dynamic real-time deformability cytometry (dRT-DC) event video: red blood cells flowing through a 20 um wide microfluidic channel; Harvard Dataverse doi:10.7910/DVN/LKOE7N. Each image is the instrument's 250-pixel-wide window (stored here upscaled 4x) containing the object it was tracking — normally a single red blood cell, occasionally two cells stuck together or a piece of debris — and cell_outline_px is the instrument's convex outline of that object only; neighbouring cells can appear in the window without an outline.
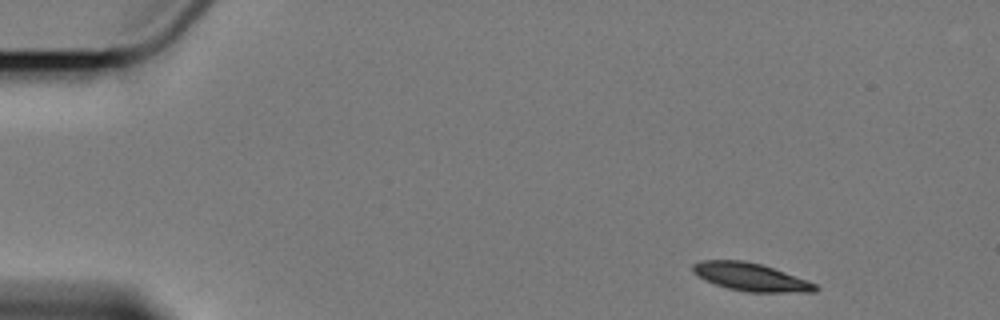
{"species": "Egyptian fruit bat (a non-hibernating species)", "species_latin": "Rousettus aegyptiacus", "temperature_condition": "cold", "stored_images_in_passage": 10, "camera_frame_rate_fps": 3000, "um_per_image_px": 0.085, "animal": {"sex": "female"}, "frame": {"image": 1, "passage_image": 1, "time_ms": 0.0, "image_size_px": [1000, 320], "cell_outline_px": [[820, 288], [816, 292], [748, 292], [728, 288], [704, 280], [692, 272], [692, 264], [700, 260], [744, 260], [760, 264], [808, 280], [816, 284]], "centroid_in_image_um": [63.8, 23.54], "position_along_channel_um": 21.2, "area_um2": 19.94}}
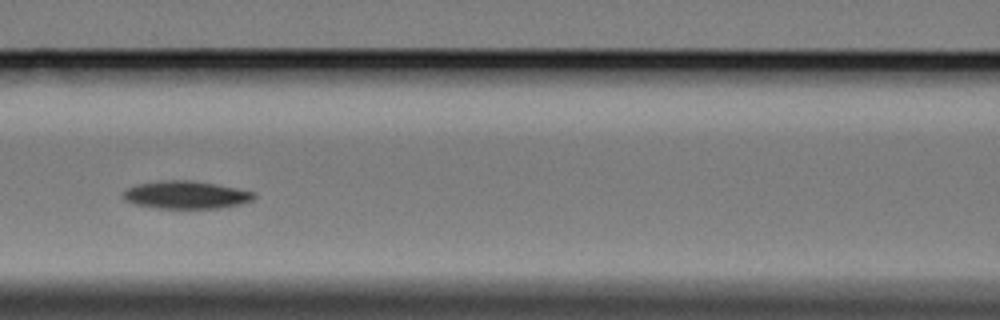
{"frame": {"image": 2, "passage_image": 6, "time_ms": 6.667, "image_size_px": [1000, 320], "cell_outline_px": [[256, 196], [252, 200], [240, 204], [220, 208], [156, 208], [132, 204], [124, 200], [120, 196], [124, 188], [136, 184], [160, 180], [192, 180], [216, 184], [256, 192]], "centroid_in_image_um": [15.73, 16.56], "position_along_channel_um": 150.9, "area_um2": 21.56}}
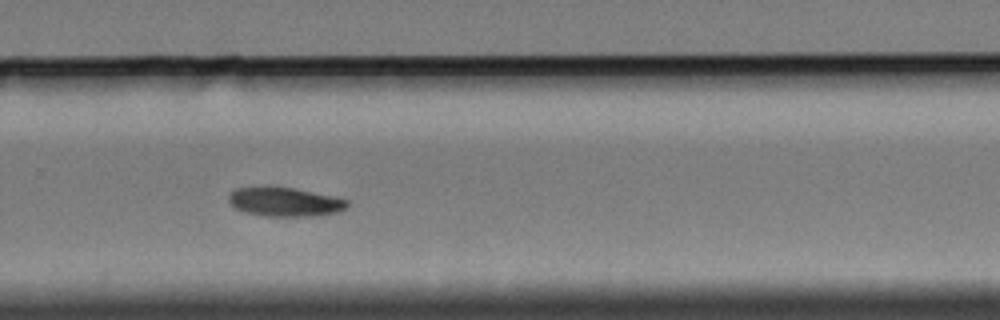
{"frame": {"image": 3, "passage_image": 10, "time_ms": 11.333, "image_size_px": [1000, 320], "cell_outline_px": [[348, 208], [340, 212], [316, 216], [264, 216], [244, 212], [236, 208], [228, 200], [228, 196], [236, 188], [260, 184], [272, 184], [296, 188], [332, 196], [348, 200]], "centroid_in_image_um": [24.19, 17.12], "position_along_channel_um": 305.6, "area_um2": 20.87}}